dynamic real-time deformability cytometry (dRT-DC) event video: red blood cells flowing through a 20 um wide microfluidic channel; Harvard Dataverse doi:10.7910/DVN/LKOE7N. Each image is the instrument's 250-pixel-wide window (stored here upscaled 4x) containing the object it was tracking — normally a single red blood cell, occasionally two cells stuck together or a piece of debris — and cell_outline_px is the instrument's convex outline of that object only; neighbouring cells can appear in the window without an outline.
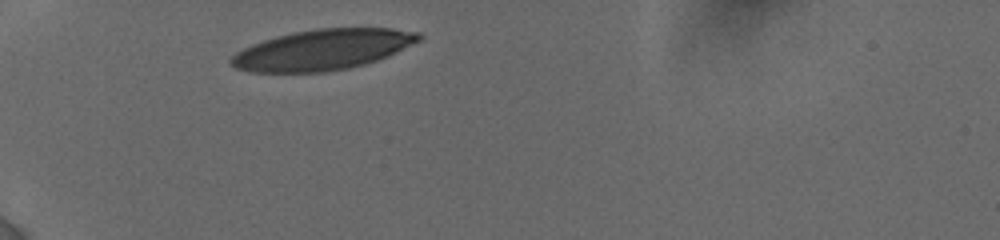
{"species": "human", "species_latin": "Homo sapiens", "temperature_condition": "cold", "stored_images_in_passage": 2, "camera_frame_rate_fps": 3000, "um_per_image_px": 0.085, "donor": {"sex": "female"}, "frame": {"image": 1, "passage_image": 1, "time_ms": 0.0, "image_size_px": [1000, 240], "cell_outline_px": [[424, 36], [420, 40], [388, 56], [364, 64], [348, 68], [324, 72], [252, 72], [236, 68], [228, 64], [228, 60], [236, 52], [252, 44], [276, 36], [292, 32], [316, 28], [392, 28], [420, 32]], "centroid_in_image_um": [27.41, 4.22], "position_along_channel_um": 57.6, "area_um2": 44.45}}